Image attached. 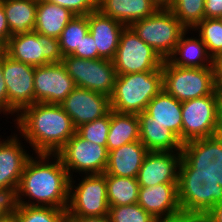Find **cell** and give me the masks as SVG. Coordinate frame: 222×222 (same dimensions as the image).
<instances>
[{
	"label": "cell",
	"mask_w": 222,
	"mask_h": 222,
	"mask_svg": "<svg viewBox=\"0 0 222 222\" xmlns=\"http://www.w3.org/2000/svg\"><path fill=\"white\" fill-rule=\"evenodd\" d=\"M69 184L70 176L56 154H32L17 188L18 204L67 209Z\"/></svg>",
	"instance_id": "1"
},
{
	"label": "cell",
	"mask_w": 222,
	"mask_h": 222,
	"mask_svg": "<svg viewBox=\"0 0 222 222\" xmlns=\"http://www.w3.org/2000/svg\"><path fill=\"white\" fill-rule=\"evenodd\" d=\"M12 120L33 154H56L76 133L72 119L60 104L34 103Z\"/></svg>",
	"instance_id": "2"
},
{
	"label": "cell",
	"mask_w": 222,
	"mask_h": 222,
	"mask_svg": "<svg viewBox=\"0 0 222 222\" xmlns=\"http://www.w3.org/2000/svg\"><path fill=\"white\" fill-rule=\"evenodd\" d=\"M162 69L141 73L117 75L110 97L111 110L139 114L161 90Z\"/></svg>",
	"instance_id": "3"
},
{
	"label": "cell",
	"mask_w": 222,
	"mask_h": 222,
	"mask_svg": "<svg viewBox=\"0 0 222 222\" xmlns=\"http://www.w3.org/2000/svg\"><path fill=\"white\" fill-rule=\"evenodd\" d=\"M163 90L180 102L210 94H222L215 85L214 68H189L162 63Z\"/></svg>",
	"instance_id": "4"
},
{
	"label": "cell",
	"mask_w": 222,
	"mask_h": 222,
	"mask_svg": "<svg viewBox=\"0 0 222 222\" xmlns=\"http://www.w3.org/2000/svg\"><path fill=\"white\" fill-rule=\"evenodd\" d=\"M222 133V94L182 102V143Z\"/></svg>",
	"instance_id": "5"
},
{
	"label": "cell",
	"mask_w": 222,
	"mask_h": 222,
	"mask_svg": "<svg viewBox=\"0 0 222 222\" xmlns=\"http://www.w3.org/2000/svg\"><path fill=\"white\" fill-rule=\"evenodd\" d=\"M179 176H207L222 186V133L182 145Z\"/></svg>",
	"instance_id": "6"
},
{
	"label": "cell",
	"mask_w": 222,
	"mask_h": 222,
	"mask_svg": "<svg viewBox=\"0 0 222 222\" xmlns=\"http://www.w3.org/2000/svg\"><path fill=\"white\" fill-rule=\"evenodd\" d=\"M76 177L70 178L66 216L108 215L110 207L107 198L106 174L81 175V178L77 177L78 179Z\"/></svg>",
	"instance_id": "7"
},
{
	"label": "cell",
	"mask_w": 222,
	"mask_h": 222,
	"mask_svg": "<svg viewBox=\"0 0 222 222\" xmlns=\"http://www.w3.org/2000/svg\"><path fill=\"white\" fill-rule=\"evenodd\" d=\"M130 27L163 60L173 53L180 36L186 28L170 9H158L147 18L134 21Z\"/></svg>",
	"instance_id": "8"
},
{
	"label": "cell",
	"mask_w": 222,
	"mask_h": 222,
	"mask_svg": "<svg viewBox=\"0 0 222 222\" xmlns=\"http://www.w3.org/2000/svg\"><path fill=\"white\" fill-rule=\"evenodd\" d=\"M112 61L117 75H123L158 70L164 60L130 26H125Z\"/></svg>",
	"instance_id": "9"
},
{
	"label": "cell",
	"mask_w": 222,
	"mask_h": 222,
	"mask_svg": "<svg viewBox=\"0 0 222 222\" xmlns=\"http://www.w3.org/2000/svg\"><path fill=\"white\" fill-rule=\"evenodd\" d=\"M56 155L72 178L76 174L80 176V173L81 175L104 174L109 152L107 147L93 144L75 133Z\"/></svg>",
	"instance_id": "10"
},
{
	"label": "cell",
	"mask_w": 222,
	"mask_h": 222,
	"mask_svg": "<svg viewBox=\"0 0 222 222\" xmlns=\"http://www.w3.org/2000/svg\"><path fill=\"white\" fill-rule=\"evenodd\" d=\"M178 203L185 216L203 218L222 202V186L207 176H178Z\"/></svg>",
	"instance_id": "11"
},
{
	"label": "cell",
	"mask_w": 222,
	"mask_h": 222,
	"mask_svg": "<svg viewBox=\"0 0 222 222\" xmlns=\"http://www.w3.org/2000/svg\"><path fill=\"white\" fill-rule=\"evenodd\" d=\"M62 64L76 87L111 97L117 77L112 60L83 59L69 55L62 58Z\"/></svg>",
	"instance_id": "12"
},
{
	"label": "cell",
	"mask_w": 222,
	"mask_h": 222,
	"mask_svg": "<svg viewBox=\"0 0 222 222\" xmlns=\"http://www.w3.org/2000/svg\"><path fill=\"white\" fill-rule=\"evenodd\" d=\"M4 52L12 59L36 66L62 62L59 39L30 31L11 36Z\"/></svg>",
	"instance_id": "13"
},
{
	"label": "cell",
	"mask_w": 222,
	"mask_h": 222,
	"mask_svg": "<svg viewBox=\"0 0 222 222\" xmlns=\"http://www.w3.org/2000/svg\"><path fill=\"white\" fill-rule=\"evenodd\" d=\"M2 69L8 93V115L17 117L25 108L35 103V67L16 61L4 52Z\"/></svg>",
	"instance_id": "14"
},
{
	"label": "cell",
	"mask_w": 222,
	"mask_h": 222,
	"mask_svg": "<svg viewBox=\"0 0 222 222\" xmlns=\"http://www.w3.org/2000/svg\"><path fill=\"white\" fill-rule=\"evenodd\" d=\"M35 103L61 104L76 88L62 62L36 66L34 71Z\"/></svg>",
	"instance_id": "15"
},
{
	"label": "cell",
	"mask_w": 222,
	"mask_h": 222,
	"mask_svg": "<svg viewBox=\"0 0 222 222\" xmlns=\"http://www.w3.org/2000/svg\"><path fill=\"white\" fill-rule=\"evenodd\" d=\"M75 128L105 116L110 110V97L76 87L60 104Z\"/></svg>",
	"instance_id": "16"
},
{
	"label": "cell",
	"mask_w": 222,
	"mask_h": 222,
	"mask_svg": "<svg viewBox=\"0 0 222 222\" xmlns=\"http://www.w3.org/2000/svg\"><path fill=\"white\" fill-rule=\"evenodd\" d=\"M178 183L139 187L138 204L154 218L172 220L183 216L178 203Z\"/></svg>",
	"instance_id": "17"
},
{
	"label": "cell",
	"mask_w": 222,
	"mask_h": 222,
	"mask_svg": "<svg viewBox=\"0 0 222 222\" xmlns=\"http://www.w3.org/2000/svg\"><path fill=\"white\" fill-rule=\"evenodd\" d=\"M181 160V152L149 151L137 175L139 186L178 183Z\"/></svg>",
	"instance_id": "18"
},
{
	"label": "cell",
	"mask_w": 222,
	"mask_h": 222,
	"mask_svg": "<svg viewBox=\"0 0 222 222\" xmlns=\"http://www.w3.org/2000/svg\"><path fill=\"white\" fill-rule=\"evenodd\" d=\"M15 132L5 139L0 136V189L18 188L25 164L32 156Z\"/></svg>",
	"instance_id": "19"
},
{
	"label": "cell",
	"mask_w": 222,
	"mask_h": 222,
	"mask_svg": "<svg viewBox=\"0 0 222 222\" xmlns=\"http://www.w3.org/2000/svg\"><path fill=\"white\" fill-rule=\"evenodd\" d=\"M88 26L98 55L103 59L113 60L125 25L97 9L88 14Z\"/></svg>",
	"instance_id": "20"
},
{
	"label": "cell",
	"mask_w": 222,
	"mask_h": 222,
	"mask_svg": "<svg viewBox=\"0 0 222 222\" xmlns=\"http://www.w3.org/2000/svg\"><path fill=\"white\" fill-rule=\"evenodd\" d=\"M191 31L192 29H186L182 33L173 53L167 58V61L172 65L180 67H213L214 59L209 54L205 43L198 34H196L197 36L193 35L190 37L189 35L192 34Z\"/></svg>",
	"instance_id": "21"
},
{
	"label": "cell",
	"mask_w": 222,
	"mask_h": 222,
	"mask_svg": "<svg viewBox=\"0 0 222 222\" xmlns=\"http://www.w3.org/2000/svg\"><path fill=\"white\" fill-rule=\"evenodd\" d=\"M149 151L141 143L134 141L109 152L106 175L137 178L143 160Z\"/></svg>",
	"instance_id": "22"
},
{
	"label": "cell",
	"mask_w": 222,
	"mask_h": 222,
	"mask_svg": "<svg viewBox=\"0 0 222 222\" xmlns=\"http://www.w3.org/2000/svg\"><path fill=\"white\" fill-rule=\"evenodd\" d=\"M145 112L153 118L152 123L169 129L182 142V102L162 89L148 103Z\"/></svg>",
	"instance_id": "23"
},
{
	"label": "cell",
	"mask_w": 222,
	"mask_h": 222,
	"mask_svg": "<svg viewBox=\"0 0 222 222\" xmlns=\"http://www.w3.org/2000/svg\"><path fill=\"white\" fill-rule=\"evenodd\" d=\"M140 141L148 151L181 152L183 143L169 129L152 123L153 118L145 111L138 114Z\"/></svg>",
	"instance_id": "24"
},
{
	"label": "cell",
	"mask_w": 222,
	"mask_h": 222,
	"mask_svg": "<svg viewBox=\"0 0 222 222\" xmlns=\"http://www.w3.org/2000/svg\"><path fill=\"white\" fill-rule=\"evenodd\" d=\"M98 10L125 26L153 15L157 6L151 0H98Z\"/></svg>",
	"instance_id": "25"
},
{
	"label": "cell",
	"mask_w": 222,
	"mask_h": 222,
	"mask_svg": "<svg viewBox=\"0 0 222 222\" xmlns=\"http://www.w3.org/2000/svg\"><path fill=\"white\" fill-rule=\"evenodd\" d=\"M74 16L67 8L46 0H38L34 31L58 39Z\"/></svg>",
	"instance_id": "26"
},
{
	"label": "cell",
	"mask_w": 222,
	"mask_h": 222,
	"mask_svg": "<svg viewBox=\"0 0 222 222\" xmlns=\"http://www.w3.org/2000/svg\"><path fill=\"white\" fill-rule=\"evenodd\" d=\"M11 36L34 31L38 0H0Z\"/></svg>",
	"instance_id": "27"
},
{
	"label": "cell",
	"mask_w": 222,
	"mask_h": 222,
	"mask_svg": "<svg viewBox=\"0 0 222 222\" xmlns=\"http://www.w3.org/2000/svg\"><path fill=\"white\" fill-rule=\"evenodd\" d=\"M139 140L140 128L138 115L110 110V128L107 138L108 152Z\"/></svg>",
	"instance_id": "28"
},
{
	"label": "cell",
	"mask_w": 222,
	"mask_h": 222,
	"mask_svg": "<svg viewBox=\"0 0 222 222\" xmlns=\"http://www.w3.org/2000/svg\"><path fill=\"white\" fill-rule=\"evenodd\" d=\"M109 206L130 205L138 202L137 178L106 175Z\"/></svg>",
	"instance_id": "29"
},
{
	"label": "cell",
	"mask_w": 222,
	"mask_h": 222,
	"mask_svg": "<svg viewBox=\"0 0 222 222\" xmlns=\"http://www.w3.org/2000/svg\"><path fill=\"white\" fill-rule=\"evenodd\" d=\"M88 32V15H75L58 38L62 56L72 55Z\"/></svg>",
	"instance_id": "30"
},
{
	"label": "cell",
	"mask_w": 222,
	"mask_h": 222,
	"mask_svg": "<svg viewBox=\"0 0 222 222\" xmlns=\"http://www.w3.org/2000/svg\"><path fill=\"white\" fill-rule=\"evenodd\" d=\"M169 9L186 29L195 28L205 18V0H173Z\"/></svg>",
	"instance_id": "31"
},
{
	"label": "cell",
	"mask_w": 222,
	"mask_h": 222,
	"mask_svg": "<svg viewBox=\"0 0 222 222\" xmlns=\"http://www.w3.org/2000/svg\"><path fill=\"white\" fill-rule=\"evenodd\" d=\"M196 32L213 59L222 54V22L219 18H204L192 29L194 35Z\"/></svg>",
	"instance_id": "32"
},
{
	"label": "cell",
	"mask_w": 222,
	"mask_h": 222,
	"mask_svg": "<svg viewBox=\"0 0 222 222\" xmlns=\"http://www.w3.org/2000/svg\"><path fill=\"white\" fill-rule=\"evenodd\" d=\"M66 209L50 206L18 205L14 214L18 222H65Z\"/></svg>",
	"instance_id": "33"
},
{
	"label": "cell",
	"mask_w": 222,
	"mask_h": 222,
	"mask_svg": "<svg viewBox=\"0 0 222 222\" xmlns=\"http://www.w3.org/2000/svg\"><path fill=\"white\" fill-rule=\"evenodd\" d=\"M110 128V111L94 121L76 128V133L83 139L107 147Z\"/></svg>",
	"instance_id": "34"
},
{
	"label": "cell",
	"mask_w": 222,
	"mask_h": 222,
	"mask_svg": "<svg viewBox=\"0 0 222 222\" xmlns=\"http://www.w3.org/2000/svg\"><path fill=\"white\" fill-rule=\"evenodd\" d=\"M110 222H158L150 213L146 212L138 203L122 206H109Z\"/></svg>",
	"instance_id": "35"
},
{
	"label": "cell",
	"mask_w": 222,
	"mask_h": 222,
	"mask_svg": "<svg viewBox=\"0 0 222 222\" xmlns=\"http://www.w3.org/2000/svg\"><path fill=\"white\" fill-rule=\"evenodd\" d=\"M69 9L75 15H88L98 9V0H46Z\"/></svg>",
	"instance_id": "36"
},
{
	"label": "cell",
	"mask_w": 222,
	"mask_h": 222,
	"mask_svg": "<svg viewBox=\"0 0 222 222\" xmlns=\"http://www.w3.org/2000/svg\"><path fill=\"white\" fill-rule=\"evenodd\" d=\"M17 189H0V220L10 215H14L18 208Z\"/></svg>",
	"instance_id": "37"
},
{
	"label": "cell",
	"mask_w": 222,
	"mask_h": 222,
	"mask_svg": "<svg viewBox=\"0 0 222 222\" xmlns=\"http://www.w3.org/2000/svg\"><path fill=\"white\" fill-rule=\"evenodd\" d=\"M72 56L83 59H100L98 50L95 48V43L92 35L88 32L80 43V46L76 48Z\"/></svg>",
	"instance_id": "38"
},
{
	"label": "cell",
	"mask_w": 222,
	"mask_h": 222,
	"mask_svg": "<svg viewBox=\"0 0 222 222\" xmlns=\"http://www.w3.org/2000/svg\"><path fill=\"white\" fill-rule=\"evenodd\" d=\"M0 114L8 117V93L3 78L2 56H0Z\"/></svg>",
	"instance_id": "39"
},
{
	"label": "cell",
	"mask_w": 222,
	"mask_h": 222,
	"mask_svg": "<svg viewBox=\"0 0 222 222\" xmlns=\"http://www.w3.org/2000/svg\"><path fill=\"white\" fill-rule=\"evenodd\" d=\"M222 17V0H205V18Z\"/></svg>",
	"instance_id": "40"
},
{
	"label": "cell",
	"mask_w": 222,
	"mask_h": 222,
	"mask_svg": "<svg viewBox=\"0 0 222 222\" xmlns=\"http://www.w3.org/2000/svg\"><path fill=\"white\" fill-rule=\"evenodd\" d=\"M11 37L3 4L0 2V43L5 47Z\"/></svg>",
	"instance_id": "41"
},
{
	"label": "cell",
	"mask_w": 222,
	"mask_h": 222,
	"mask_svg": "<svg viewBox=\"0 0 222 222\" xmlns=\"http://www.w3.org/2000/svg\"><path fill=\"white\" fill-rule=\"evenodd\" d=\"M213 68L216 88L222 93V54L214 58Z\"/></svg>",
	"instance_id": "42"
},
{
	"label": "cell",
	"mask_w": 222,
	"mask_h": 222,
	"mask_svg": "<svg viewBox=\"0 0 222 222\" xmlns=\"http://www.w3.org/2000/svg\"><path fill=\"white\" fill-rule=\"evenodd\" d=\"M202 219L203 222H222V202L217 203Z\"/></svg>",
	"instance_id": "43"
},
{
	"label": "cell",
	"mask_w": 222,
	"mask_h": 222,
	"mask_svg": "<svg viewBox=\"0 0 222 222\" xmlns=\"http://www.w3.org/2000/svg\"><path fill=\"white\" fill-rule=\"evenodd\" d=\"M65 222H110L109 216L78 217L65 216Z\"/></svg>",
	"instance_id": "44"
},
{
	"label": "cell",
	"mask_w": 222,
	"mask_h": 222,
	"mask_svg": "<svg viewBox=\"0 0 222 222\" xmlns=\"http://www.w3.org/2000/svg\"><path fill=\"white\" fill-rule=\"evenodd\" d=\"M158 222H203V219L196 216L183 215L172 220H159Z\"/></svg>",
	"instance_id": "45"
},
{
	"label": "cell",
	"mask_w": 222,
	"mask_h": 222,
	"mask_svg": "<svg viewBox=\"0 0 222 222\" xmlns=\"http://www.w3.org/2000/svg\"><path fill=\"white\" fill-rule=\"evenodd\" d=\"M158 9H169L173 0H151Z\"/></svg>",
	"instance_id": "46"
},
{
	"label": "cell",
	"mask_w": 222,
	"mask_h": 222,
	"mask_svg": "<svg viewBox=\"0 0 222 222\" xmlns=\"http://www.w3.org/2000/svg\"><path fill=\"white\" fill-rule=\"evenodd\" d=\"M0 222H18L15 215H10L0 220Z\"/></svg>",
	"instance_id": "47"
},
{
	"label": "cell",
	"mask_w": 222,
	"mask_h": 222,
	"mask_svg": "<svg viewBox=\"0 0 222 222\" xmlns=\"http://www.w3.org/2000/svg\"><path fill=\"white\" fill-rule=\"evenodd\" d=\"M4 53V46L0 43V56Z\"/></svg>",
	"instance_id": "48"
}]
</instances>
